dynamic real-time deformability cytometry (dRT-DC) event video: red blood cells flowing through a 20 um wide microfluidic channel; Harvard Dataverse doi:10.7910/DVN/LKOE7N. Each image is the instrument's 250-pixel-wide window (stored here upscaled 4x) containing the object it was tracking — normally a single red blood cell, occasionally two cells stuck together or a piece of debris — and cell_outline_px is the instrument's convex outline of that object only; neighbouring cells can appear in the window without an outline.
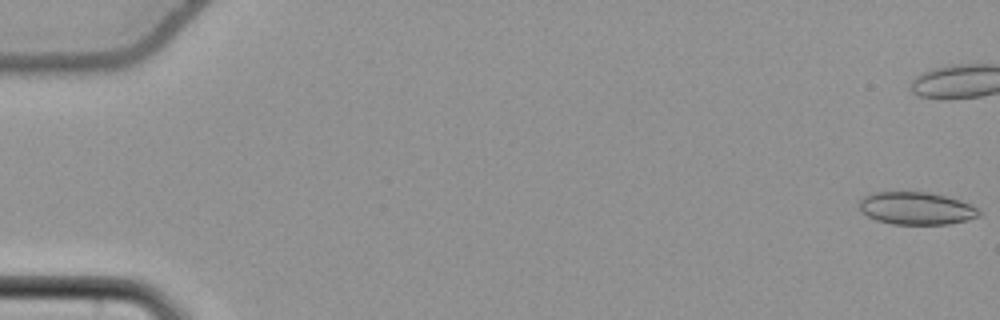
{"species": "common noctule bat (a hibernating species)", "species_latin": "Nyctalus noctula", "temperature_condition": "cold", "stored_images_in_passage": 10, "camera_frame_rate_fps": 3000, "um_per_image_px": 0.085, "animal": {"sex": "female", "body_mass_g": 22.7, "forearm_length_mm": 54.2}, "frame": {"image": 1, "passage_image": 1, "time_ms": 0.0, "image_size_px": [1000, 320], "cell_outline_px": [[984, 212], [980, 216], [968, 220], [948, 224], [892, 224], [876, 220], [860, 212], [860, 200], [868, 192], [928, 192], [960, 200], [972, 204]], "centroid_in_image_um": [77.91, 17.71], "position_along_channel_um": 7.1, "area_um2": 23.0}}